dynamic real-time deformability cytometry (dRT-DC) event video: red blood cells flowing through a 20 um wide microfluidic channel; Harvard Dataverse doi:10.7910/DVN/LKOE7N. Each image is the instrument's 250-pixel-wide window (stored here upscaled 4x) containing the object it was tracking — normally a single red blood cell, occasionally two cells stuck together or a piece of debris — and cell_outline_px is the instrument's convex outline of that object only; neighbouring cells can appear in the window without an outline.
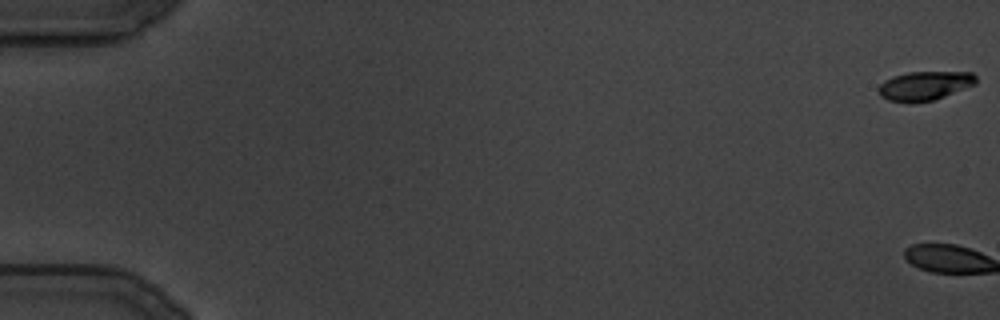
{"species": "common noctule bat (a hibernating species)", "species_latin": "Nyctalus noctula", "temperature_condition": "cold", "stored_images_in_passage": 3, "camera_frame_rate_fps": 3000, "um_per_image_px": 0.085, "animal": {"sex": "male", "body_mass_g": 19.5, "forearm_length_mm": 54.6}, "frame": {"image": 1, "passage_image": 1, "time_ms": 0.0, "image_size_px": [1000, 320], "cell_outline_px": [[976, 84], [944, 96], [932, 100], [912, 104], [908, 104], [888, 100], [880, 96], [876, 88], [884, 80], [892, 76], [908, 72], [972, 72], [976, 76]], "centroid_in_image_um": [78.54, 7.3], "position_along_channel_um": 6.5, "area_um2": 16.76}}